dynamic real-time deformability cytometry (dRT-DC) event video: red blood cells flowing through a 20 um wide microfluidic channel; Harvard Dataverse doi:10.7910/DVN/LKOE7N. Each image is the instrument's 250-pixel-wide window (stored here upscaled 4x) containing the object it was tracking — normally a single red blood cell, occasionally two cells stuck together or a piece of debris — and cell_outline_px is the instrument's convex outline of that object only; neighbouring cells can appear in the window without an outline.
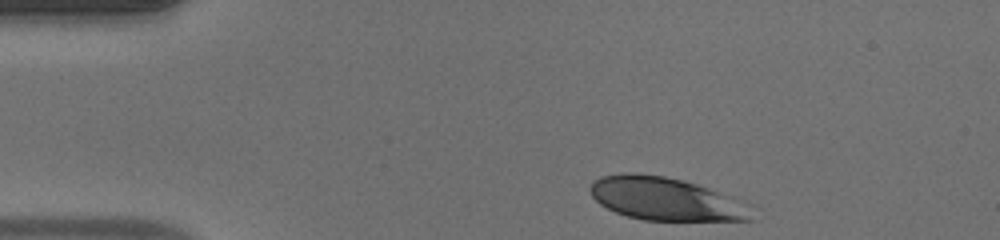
{"species": "human", "species_latin": "Homo sapiens", "temperature_condition": "warm", "stored_images_in_passage": 4, "camera_frame_rate_fps": 3000, "um_per_image_px": 0.085, "donor": {"sex": "male"}, "frame": {"image": 1, "passage_image": 1, "time_ms": 0.0, "image_size_px": [1000, 240], "cell_outline_px": [[748, 220], [644, 220], [628, 216], [616, 212], [600, 204], [592, 196], [592, 184], [600, 176], [664, 176], [696, 184], [716, 192], [724, 196]], "centroid_in_image_um": [56.3, 16.93], "position_along_channel_um": 28.7, "area_um2": 36.82}}